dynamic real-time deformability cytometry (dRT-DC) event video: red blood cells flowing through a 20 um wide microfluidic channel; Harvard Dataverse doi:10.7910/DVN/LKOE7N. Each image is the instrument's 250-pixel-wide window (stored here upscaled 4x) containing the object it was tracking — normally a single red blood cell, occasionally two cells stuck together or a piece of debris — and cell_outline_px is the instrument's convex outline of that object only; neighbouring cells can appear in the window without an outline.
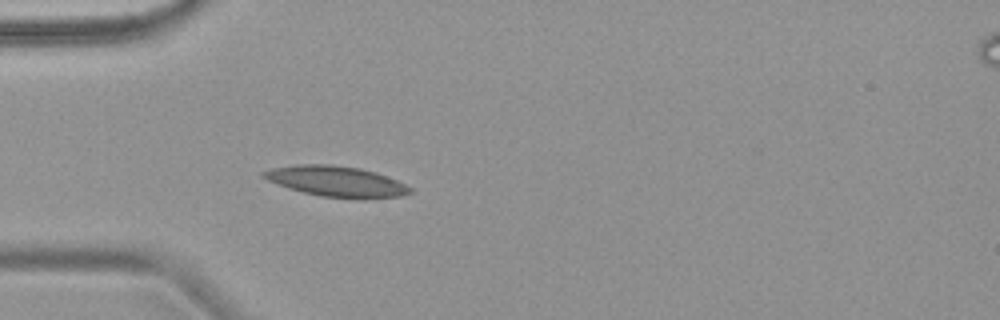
{"species": "common noctule bat (a hibernating species)", "species_latin": "Nyctalus noctula", "temperature_condition": "warm", "stored_images_in_passage": 4, "camera_frame_rate_fps": 3000, "um_per_image_px": 0.085, "animal": {"sex": "female", "body_mass_g": 18.4}, "frame": {"image": 1, "passage_image": 4, "time_ms": 4.333, "image_size_px": [1000, 320], "cell_outline_px": [[412, 192], [400, 196], [364, 200], [320, 196], [288, 188], [268, 180], [260, 176], [260, 172], [272, 168], [296, 164], [332, 164], [360, 168], [376, 172], [396, 180], [412, 188]], "centroid_in_image_um": [28.59, 15.42], "position_along_channel_um": 56.4, "area_um2": 26.41}}